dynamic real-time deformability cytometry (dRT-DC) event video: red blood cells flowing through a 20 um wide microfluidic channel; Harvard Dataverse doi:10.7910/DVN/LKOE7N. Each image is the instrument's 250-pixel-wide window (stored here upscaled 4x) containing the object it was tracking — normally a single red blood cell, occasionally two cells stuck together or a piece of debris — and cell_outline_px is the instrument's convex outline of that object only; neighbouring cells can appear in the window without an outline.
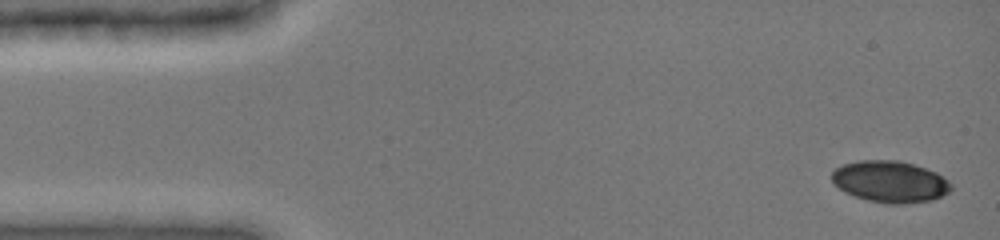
{"species": "common noctule bat (a hibernating species)", "species_latin": "Nyctalus noctula", "temperature_condition": "cold", "stored_images_in_passage": 46, "camera_frame_rate_fps": 3000, "um_per_image_px": 0.085, "animal": {"sex": "female", "body_mass_g": 19.0, "forearm_length_mm": 51.5}, "frame": {"image": 1, "passage_image": 1, "time_ms": 0.0, "image_size_px": [1000, 240], "cell_outline_px": [[952, 188], [948, 192], [932, 200], [900, 204], [888, 204], [868, 200], [844, 192], [832, 180], [832, 172], [836, 168], [844, 164], [860, 160], [896, 160], [912, 164], [936, 172]], "centroid_in_image_um": [75.62, 15.44], "position_along_channel_um": 9.4, "area_um2": 28.32}}
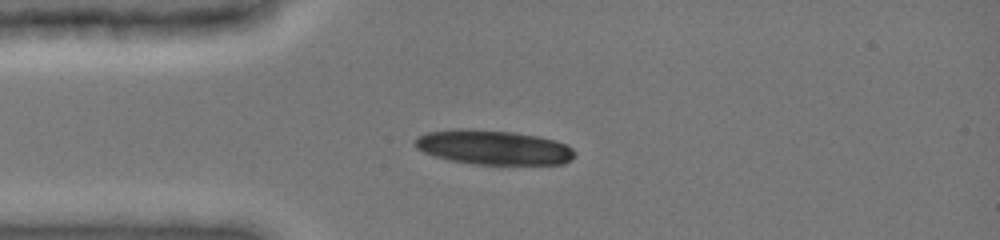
{"frame": {"image": 2, "passage_image": 11, "time_ms": 3.333, "image_size_px": [1000, 240], "cell_outline_px": [[576, 152], [572, 160], [564, 164], [472, 164], [452, 160], [436, 156], [424, 152], [416, 148], [412, 140], [416, 136], [428, 132], [460, 128], [472, 128], [512, 132], [540, 136], [556, 140], [572, 148]], "centroid_in_image_um": [41.93, 12.51], "position_along_channel_um": 43.1, "area_um2": 32.37}}